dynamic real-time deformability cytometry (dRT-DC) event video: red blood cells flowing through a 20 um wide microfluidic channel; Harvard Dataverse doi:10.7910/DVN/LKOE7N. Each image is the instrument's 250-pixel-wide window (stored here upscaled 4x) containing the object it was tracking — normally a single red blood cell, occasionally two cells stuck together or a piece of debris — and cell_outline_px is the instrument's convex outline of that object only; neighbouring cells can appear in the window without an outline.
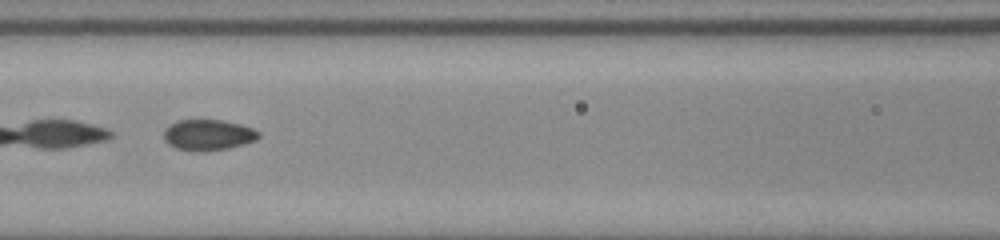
{"species": "common noctule bat (a hibernating species)", "species_latin": "Nyctalus noctula", "temperature_condition": "room temperature", "stored_images_in_passage": 29, "camera_frame_rate_fps": 3000, "um_per_image_px": 0.085, "animal": {"sex": "male", "body_mass_g": 20.0, "forearm_length_mm": 53.3}, "frame": {"image": 1, "passage_image": 27, "time_ms": 8.667, "image_size_px": [1000, 240], "cell_outline_px": [[260, 136], [256, 140], [228, 148], [200, 152], [176, 148], [168, 144], [164, 140], [164, 128], [176, 120], [224, 120], [240, 124], [252, 128], [260, 132]], "centroid_in_image_um": [17.67, 11.46], "position_along_channel_um": 148.9, "area_um2": 17.11}}